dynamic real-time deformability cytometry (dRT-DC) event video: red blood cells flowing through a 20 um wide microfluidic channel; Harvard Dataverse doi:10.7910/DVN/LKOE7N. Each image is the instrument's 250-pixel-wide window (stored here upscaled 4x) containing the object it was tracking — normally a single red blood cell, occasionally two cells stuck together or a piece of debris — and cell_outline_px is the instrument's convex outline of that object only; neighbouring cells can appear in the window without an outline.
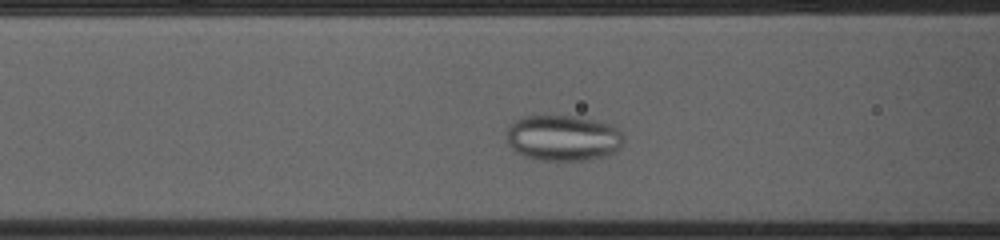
{"species": "common noctule bat (a hibernating species)", "species_latin": "Nyctalus noctula", "temperature_condition": "cold", "stored_images_in_passage": 38, "camera_frame_rate_fps": 3000, "um_per_image_px": 0.085, "animal": {"sex": "female", "body_mass_g": 23.0, "forearm_length_mm": 53.4}, "frame": {"image": 1, "passage_image": 12, "time_ms": 3.667, "image_size_px": [1000, 240], "cell_outline_px": [[624, 140], [620, 148], [616, 152], [604, 156], [584, 160], [540, 160], [524, 156], [512, 148], [508, 144], [504, 132], [512, 124], [524, 116], [576, 116], [612, 124], [624, 136]], "centroid_in_image_um": [47.87, 11.73], "position_along_channel_um": 118.7, "area_um2": 31.33}}
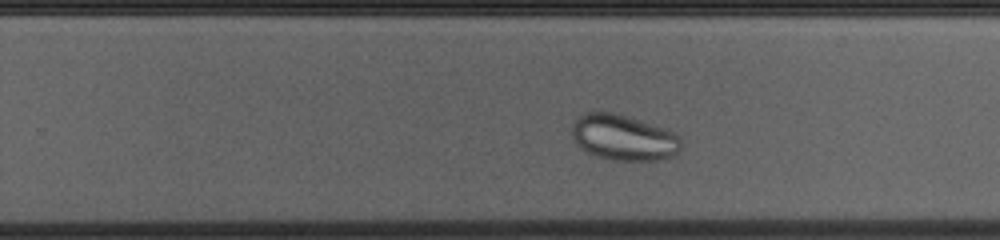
{"frame": {"image": 2, "passage_image": 25, "time_ms": 8.0, "image_size_px": [1000, 240], "cell_outline_px": [[680, 148], [672, 156], [656, 160], [616, 160], [596, 156], [580, 148], [576, 144], [572, 136], [572, 124], [584, 112], [612, 112], [664, 128], [676, 132], [680, 136]], "centroid_in_image_um": [52.98, 11.69], "position_along_channel_um": 276.8, "area_um2": 28.84}}
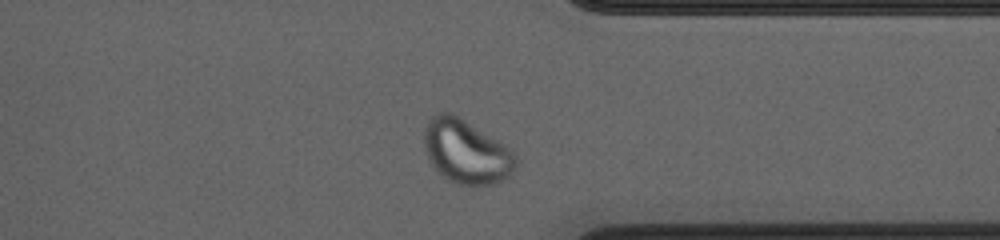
{"frame": {"image": 3, "passage_image": 33, "time_ms": 10.667, "image_size_px": [1000, 240], "cell_outline_px": [[516, 164], [512, 172], [508, 176], [492, 184], [472, 188], [456, 184], [448, 180], [428, 160], [424, 144], [424, 128], [428, 120], [432, 116], [440, 112], [448, 112], [464, 120], [512, 148], [516, 156]], "centroid_in_image_um": [39.63, 12.92], "position_along_channel_um": 371.8, "area_um2": 34.22}}